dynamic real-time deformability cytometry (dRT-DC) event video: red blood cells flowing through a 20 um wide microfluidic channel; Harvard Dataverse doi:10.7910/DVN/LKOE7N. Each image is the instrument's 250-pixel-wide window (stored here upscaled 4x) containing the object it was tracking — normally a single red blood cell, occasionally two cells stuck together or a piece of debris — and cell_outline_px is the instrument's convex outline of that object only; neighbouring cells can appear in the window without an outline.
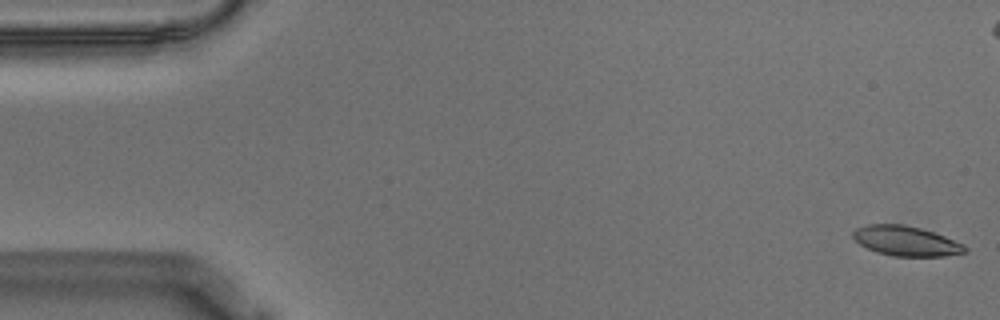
{"species": "Egyptian fruit bat (a non-hibernating species)", "species_latin": "Rousettus aegyptiacus", "temperature_condition": "warm", "stored_images_in_passage": 57, "camera_frame_rate_fps": 3000, "um_per_image_px": 0.085, "animal": {"sex": "male"}, "frame": {"image": 1, "passage_image": 1, "time_ms": 0.0, "image_size_px": [1000, 320], "cell_outline_px": [[968, 252], [944, 256], [892, 256], [876, 252], [860, 244], [852, 236], [852, 232], [856, 228], [868, 224], [904, 224], [920, 228], [944, 236], [964, 244], [968, 248]], "centroid_in_image_um": [77.02, 20.48], "position_along_channel_um": 8.0, "area_um2": 19.48}}
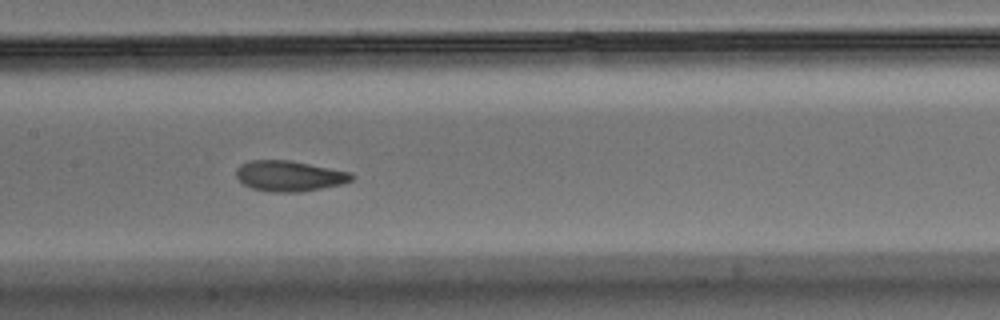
{"frame": {"image": 2, "passage_image": 27, "time_ms": 8.667, "image_size_px": [1000, 320], "cell_outline_px": [[356, 176], [352, 180], [344, 184], [300, 192], [272, 192], [252, 188], [244, 184], [236, 176], [236, 168], [240, 164], [248, 160], [292, 160], [352, 172]], "centroid_in_image_um": [24.63, 14.95], "position_along_channel_um": 182.8, "area_um2": 20.87}}
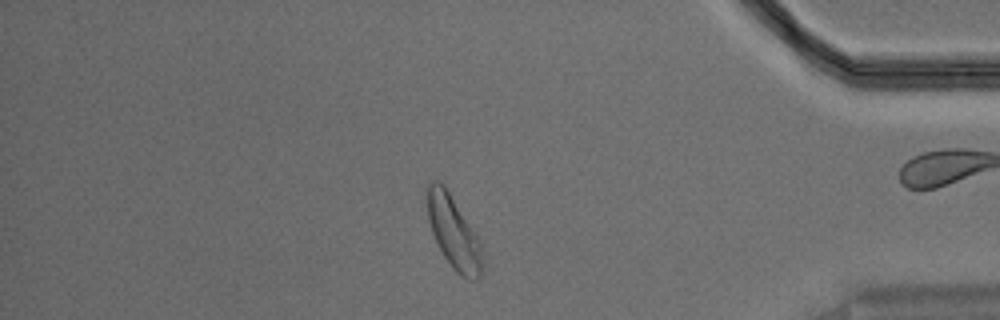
{"frame": {"image": 3, "passage_image": 48, "time_ms": 15.667, "image_size_px": [1000, 320], "cell_outline_px": [[480, 276], [476, 280], [468, 280], [460, 276], [452, 268], [444, 256], [432, 232], [428, 220], [428, 184], [432, 180], [440, 180], [444, 184], [476, 232], [480, 240]], "centroid_in_image_um": [38.55, 19.72], "position_along_channel_um": 396.7, "area_um2": 23.0}, "authors_computed_cell_mechanics": {"area_um2": 20.808, "velocity_mm_per_s": 3.5492, "shape_relaxation_time_tau1_ms": 3.5006, "shape_relaxation_time_tau2_ms": 2.3722, "deformation_change_tau1": 0.1184, "deformation_change_tau2": 0.0789}}